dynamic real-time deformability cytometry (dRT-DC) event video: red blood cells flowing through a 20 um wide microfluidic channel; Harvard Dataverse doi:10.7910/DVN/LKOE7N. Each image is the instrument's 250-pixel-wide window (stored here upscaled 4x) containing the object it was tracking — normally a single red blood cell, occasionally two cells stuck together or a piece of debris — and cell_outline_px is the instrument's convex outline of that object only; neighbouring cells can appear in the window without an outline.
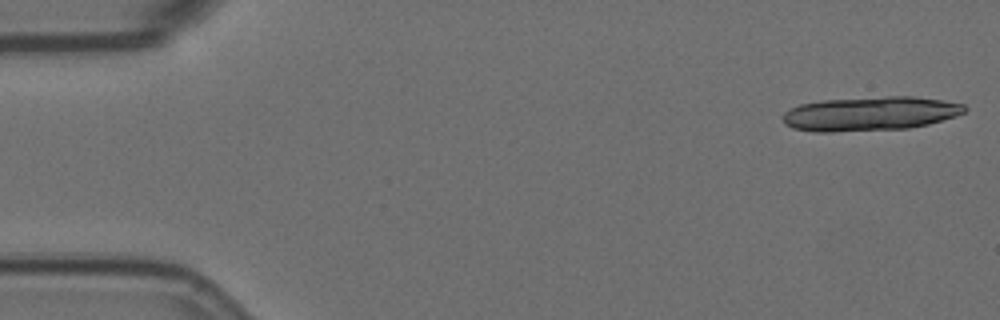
{"species": "Egyptian fruit bat (a non-hibernating species)", "species_latin": "Rousettus aegyptiacus", "temperature_condition": "room temperature", "stored_images_in_passage": 18, "camera_frame_rate_fps": 3000, "um_per_image_px": 0.085, "animal": {"sex": "female"}, "frame": {"image": 1, "passage_image": 1, "time_ms": 0.0, "image_size_px": [1000, 320], "cell_outline_px": [[968, 108], [964, 112], [956, 116], [928, 124], [908, 128], [832, 132], [816, 132], [792, 128], [784, 124], [784, 112], [800, 104], [820, 100], [888, 96], [912, 96], [940, 100], [964, 104]], "centroid_in_image_um": [73.95, 9.66], "position_along_channel_um": 11.0, "area_um2": 36.13}}